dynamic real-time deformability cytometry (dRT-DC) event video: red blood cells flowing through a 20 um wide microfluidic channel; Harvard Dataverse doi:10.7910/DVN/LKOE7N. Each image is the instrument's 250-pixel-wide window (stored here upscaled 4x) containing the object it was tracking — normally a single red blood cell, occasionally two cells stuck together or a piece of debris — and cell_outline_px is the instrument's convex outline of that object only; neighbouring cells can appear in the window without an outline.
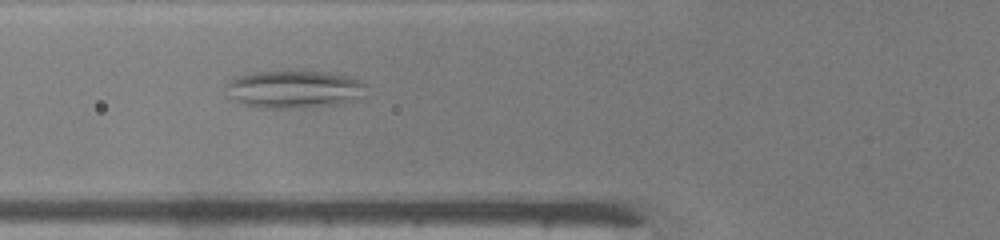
{"species": "common noctule bat (a hibernating species)", "species_latin": "Nyctalus noctula", "temperature_condition": "warm", "stored_images_in_passage": 41, "camera_frame_rate_fps": 3000, "um_per_image_px": 0.085, "animal": {"sex": "male", "body_mass_g": 19.0, "forearm_length_mm": 50.8}, "frame": {"image": 1, "passage_image": 12, "time_ms": 3.667, "image_size_px": [1000, 240], "cell_outline_px": [[364, 84], [360, 96], [352, 100], [340, 104], [304, 108], [260, 108], [244, 104], [228, 96], [228, 80], [236, 76], [252, 72], [328, 72], [348, 76], [360, 80]], "centroid_in_image_um": [24.96, 7.6], "position_along_channel_um": 100.8, "area_um2": 30.4}}
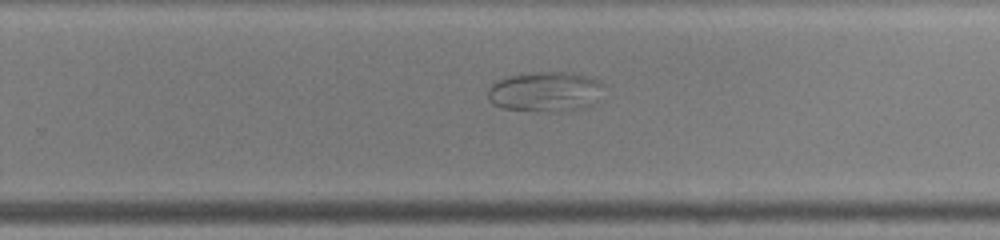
{"frame": {"image": 2, "passage_image": 25, "time_ms": 8.0, "image_size_px": [1000, 240], "cell_outline_px": [[604, 84], [592, 104], [580, 108], [552, 112], [548, 112], [504, 108], [492, 104], [488, 100], [488, 88], [496, 80], [508, 76], [532, 72], [572, 72], [592, 76], [600, 80]], "centroid_in_image_um": [46.32, 7.77], "position_along_channel_um": 283.5, "area_um2": 27.11}}
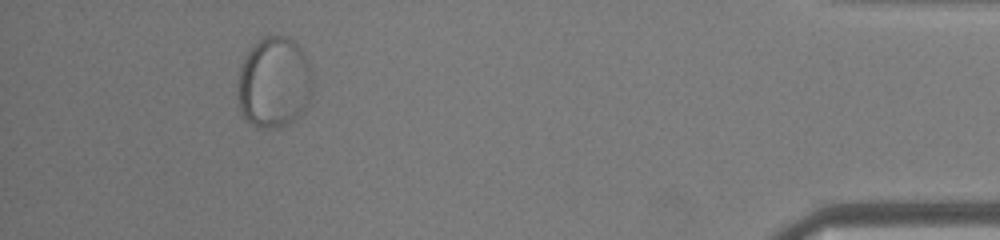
{"frame": {"image": 3, "passage_image": 38, "time_ms": 12.333, "image_size_px": [1000, 240], "cell_outline_px": [[312, 92], [300, 116], [288, 124], [280, 128], [260, 128], [252, 124], [240, 112], [236, 96], [236, 84], [240, 68], [244, 56], [248, 48], [260, 36], [284, 36], [292, 40], [304, 52], [308, 60], [312, 72]], "centroid_in_image_um": [23.26, 7.0], "position_along_channel_um": 411.9, "area_um2": 40.63}}